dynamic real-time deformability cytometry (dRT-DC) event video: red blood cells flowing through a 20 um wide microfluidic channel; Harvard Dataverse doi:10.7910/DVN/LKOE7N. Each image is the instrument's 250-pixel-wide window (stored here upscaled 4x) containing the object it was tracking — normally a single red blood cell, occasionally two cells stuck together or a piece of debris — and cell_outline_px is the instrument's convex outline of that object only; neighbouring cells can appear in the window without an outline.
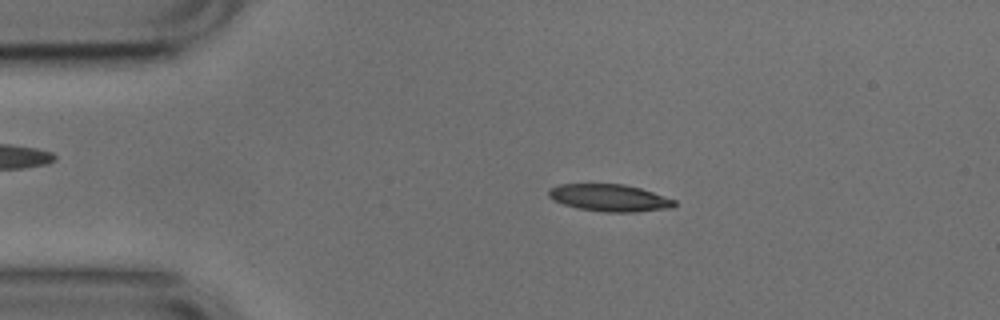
{"species": "common noctule bat (a hibernating species)", "species_latin": "Nyctalus noctula", "temperature_condition": "cold", "stored_images_in_passage": 46, "camera_frame_rate_fps": 3000, "um_per_image_px": 0.085, "animal": {"sex": "male", "body_mass_g": 17.9, "forearm_length_mm": 54.2}, "frame": {"image": 1, "passage_image": 4, "time_ms": 1.0, "image_size_px": [1000, 320], "cell_outline_px": [[676, 204], [672, 208], [636, 212], [604, 212], [576, 208], [552, 200], [548, 196], [548, 188], [560, 184], [624, 184], [640, 188], [676, 200]], "centroid_in_image_um": [51.79, 16.82], "position_along_channel_um": 33.2, "area_um2": 20.0}}
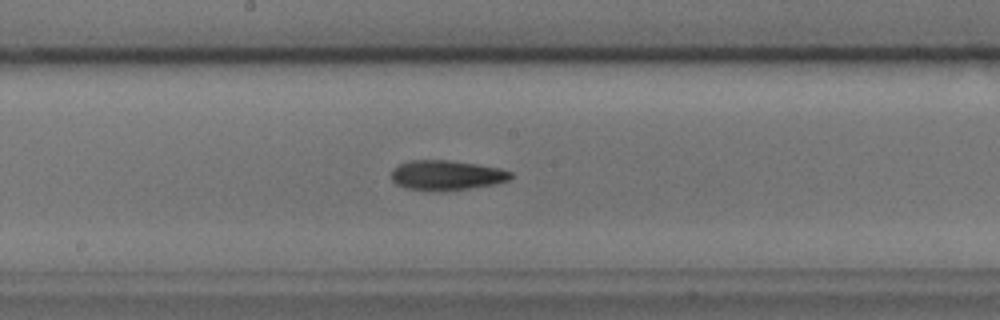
{"frame": {"image": 2, "passage_image": 21, "time_ms": 6.667, "image_size_px": [1000, 320], "cell_outline_px": [[512, 176], [508, 180], [492, 184], [468, 188], [408, 188], [396, 184], [392, 180], [392, 168], [396, 164], [412, 160], [448, 160], [476, 164], [500, 168], [512, 172]], "centroid_in_image_um": [37.94, 14.83], "position_along_channel_um": 210.3, "area_um2": 19.88}}
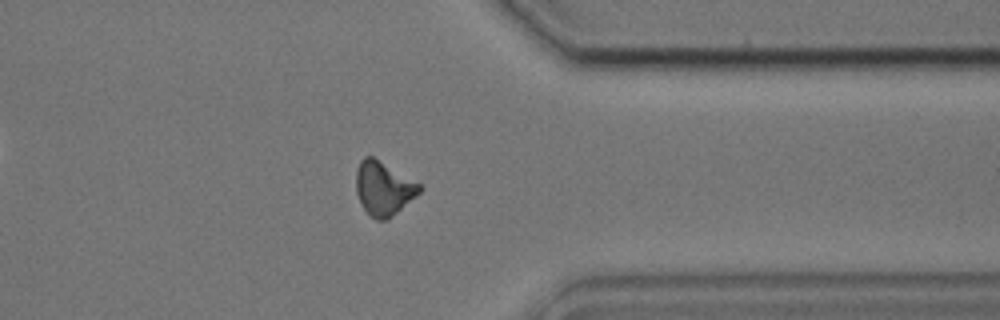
{"frame": {"image": 3, "passage_image": 35, "time_ms": 11.333, "image_size_px": [1000, 320], "cell_outline_px": [[424, 188], [416, 196], [388, 220], [376, 220], [360, 204], [356, 192], [356, 168], [360, 160], [364, 156], [372, 156], [420, 184]], "centroid_in_image_um": [32.58, 16.01], "position_along_channel_um": 378.8, "area_um2": 19.83}, "authors_computed_cell_mechanics": {"area_um2": 19.9988, "velocity_mm_per_s": 3.7889, "shape_relaxation_time_tau1_ms": 6.1499, "shape_relaxation_time_tau2_ms": 7.0121, "deformation_change_tau1": 0.1359, "deformation_change_tau2": 0.1609}}